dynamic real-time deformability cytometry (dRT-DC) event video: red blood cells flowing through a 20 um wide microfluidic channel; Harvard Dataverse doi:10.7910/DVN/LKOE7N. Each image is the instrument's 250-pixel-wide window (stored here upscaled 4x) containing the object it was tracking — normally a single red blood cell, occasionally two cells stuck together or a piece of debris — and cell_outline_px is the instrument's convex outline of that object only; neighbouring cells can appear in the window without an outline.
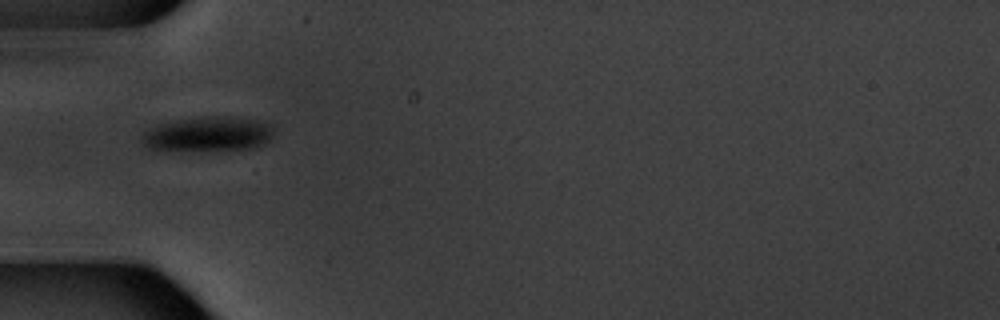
{"species": "common noctule bat (a hibernating species)", "species_latin": "Nyctalus noctula", "temperature_condition": "warm", "stored_images_in_passage": 4, "camera_frame_rate_fps": 3000, "um_per_image_px": 0.085, "animal": {"sex": "male", "body_mass_g": 20.1, "forearm_length_mm": 53.5}, "frame": {"image": 1, "passage_image": 1, "time_ms": 0.0, "image_size_px": [1000, 320], "cell_outline_px": [[272, 136], [268, 140], [256, 148], [148, 148], [144, 144], [140, 136], [148, 128], [156, 124], [172, 120], [204, 116], [228, 116], [256, 120], [268, 124], [272, 128]], "centroid_in_image_um": [17.66, 11.33], "position_along_channel_um": 67.3, "area_um2": 25.72}}